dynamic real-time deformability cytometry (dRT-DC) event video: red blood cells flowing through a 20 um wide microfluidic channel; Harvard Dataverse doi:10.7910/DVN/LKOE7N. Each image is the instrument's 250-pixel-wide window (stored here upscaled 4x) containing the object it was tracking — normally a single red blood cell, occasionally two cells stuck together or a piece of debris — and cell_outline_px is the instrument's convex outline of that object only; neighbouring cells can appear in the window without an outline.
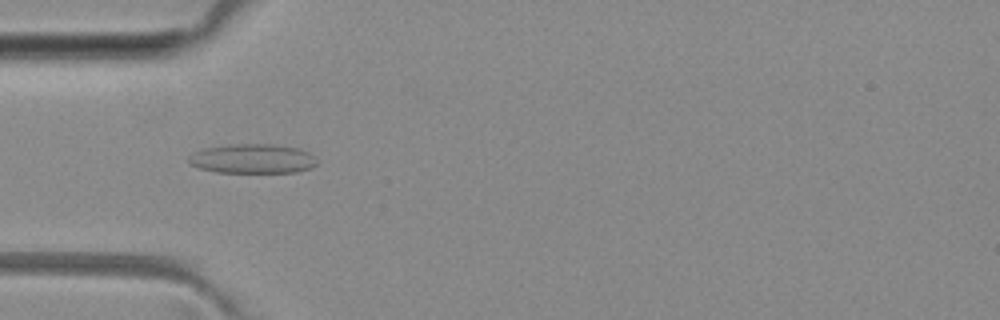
{"species": "common noctule bat (a hibernating species)", "species_latin": "Nyctalus noctula", "temperature_condition": "room temperature", "stored_images_in_passage": 5, "camera_frame_rate_fps": 3000, "um_per_image_px": 0.085, "animal": {"sex": "female", "body_mass_g": 29.2, "forearm_length_mm": 56.3}, "frame": {"image": 1, "passage_image": 5, "time_ms": 4.667, "image_size_px": [1000, 320], "cell_outline_px": [[316, 164], [312, 168], [296, 172], [216, 172], [200, 168], [188, 164], [188, 156], [192, 152], [204, 148], [228, 144], [272, 144], [300, 148], [308, 152], [316, 160]], "centroid_in_image_um": [21.43, 13.48], "position_along_channel_um": 63.6, "area_um2": 22.14}}